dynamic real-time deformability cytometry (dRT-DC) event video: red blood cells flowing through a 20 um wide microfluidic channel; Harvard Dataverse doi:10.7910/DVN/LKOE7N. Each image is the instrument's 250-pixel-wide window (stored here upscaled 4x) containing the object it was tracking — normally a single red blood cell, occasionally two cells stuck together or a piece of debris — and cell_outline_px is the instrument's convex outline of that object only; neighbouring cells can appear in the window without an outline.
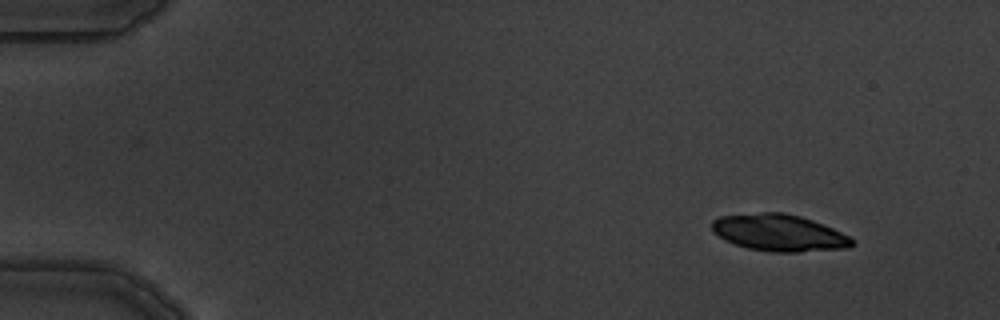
{"species": "common noctule bat (a hibernating species)", "species_latin": "Nyctalus noctula", "temperature_condition": "warm", "stored_images_in_passage": 4, "camera_frame_rate_fps": 3000, "um_per_image_px": 0.085, "animal": {"sex": "male", "body_mass_g": 19.5, "forearm_length_mm": 54.6}, "frame": {"image": 1, "passage_image": 1, "time_ms": 0.0, "image_size_px": [1000, 320], "cell_outline_px": [[852, 244], [848, 248], [800, 252], [772, 252], [748, 248], [724, 240], [712, 232], [712, 220], [720, 216], [764, 212], [784, 212], [800, 216], [812, 220], [832, 228], [848, 236], [852, 240]], "centroid_in_image_um": [66.18, 19.78], "position_along_channel_um": 18.8, "area_um2": 29.94}}